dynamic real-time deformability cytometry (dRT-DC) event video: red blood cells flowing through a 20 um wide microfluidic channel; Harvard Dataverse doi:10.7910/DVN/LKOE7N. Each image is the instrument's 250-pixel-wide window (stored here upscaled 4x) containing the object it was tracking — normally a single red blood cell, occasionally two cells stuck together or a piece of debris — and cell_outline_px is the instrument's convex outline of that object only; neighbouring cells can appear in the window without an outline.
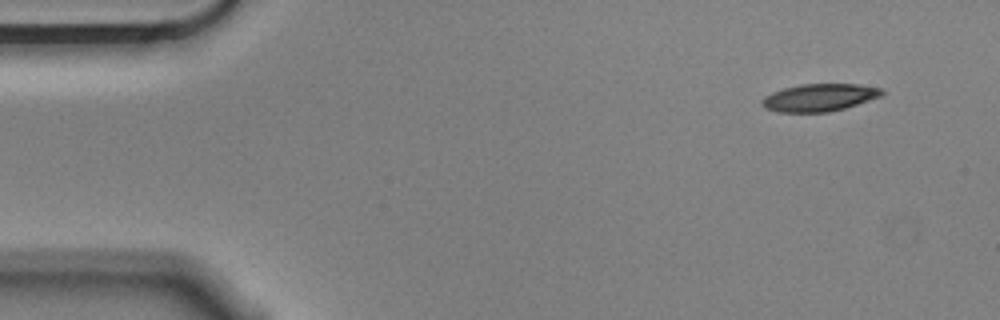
{"species": "Egyptian fruit bat (a non-hibernating species)", "species_latin": "Rousettus aegyptiacus", "temperature_condition": "cold", "stored_images_in_passage": 4, "camera_frame_rate_fps": 3000, "um_per_image_px": 0.085, "animal": {"sex": "male"}, "frame": {"image": 1, "passage_image": 1, "time_ms": 0.0, "image_size_px": [1000, 320], "cell_outline_px": [[884, 96], [844, 108], [828, 112], [776, 112], [764, 108], [760, 104], [760, 100], [764, 96], [772, 92], [784, 88], [800, 84], [860, 84], [884, 88]], "centroid_in_image_um": [69.66, 8.29], "position_along_channel_um": 15.3, "area_um2": 19.54}}
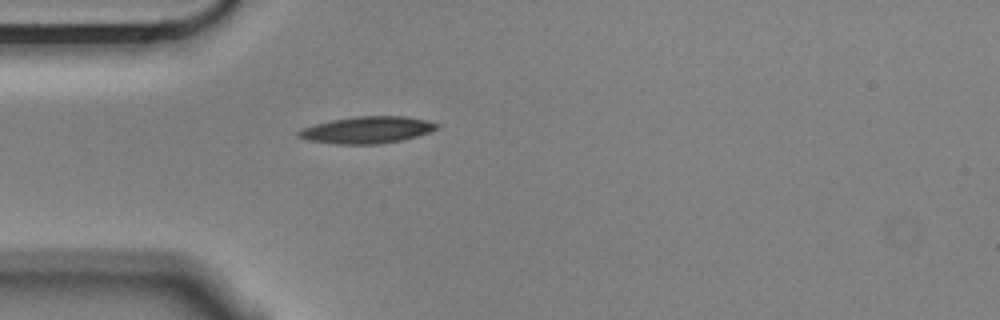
{"frame": {"image": 2, "passage_image": 4, "time_ms": 1.0, "image_size_px": [1000, 320], "cell_outline_px": [[440, 124], [436, 128], [428, 132], [416, 136], [400, 140], [380, 144], [336, 144], [308, 140], [296, 136], [296, 132], [304, 128], [316, 124], [332, 120], [356, 116], [404, 116], [424, 120]], "centroid_in_image_um": [31.17, 11.04], "position_along_channel_um": 53.8, "area_um2": 21.33}}